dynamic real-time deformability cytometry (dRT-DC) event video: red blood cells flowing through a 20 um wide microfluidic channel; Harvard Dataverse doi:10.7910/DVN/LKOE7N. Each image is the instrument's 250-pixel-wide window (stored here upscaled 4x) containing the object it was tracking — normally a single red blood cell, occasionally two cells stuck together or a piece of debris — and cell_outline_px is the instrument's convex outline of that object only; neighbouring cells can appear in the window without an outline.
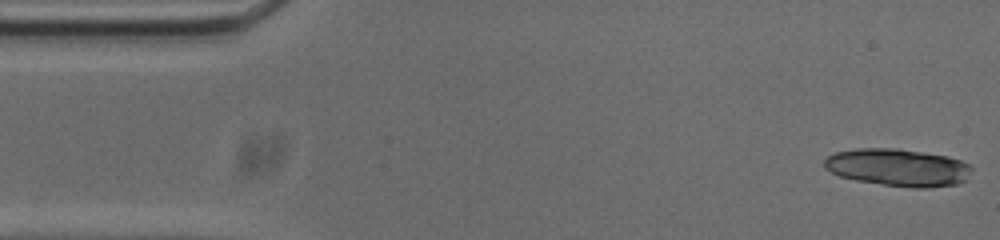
{"species": "common noctule bat (a hibernating species)", "species_latin": "Nyctalus noctula", "temperature_condition": "cold", "stored_images_in_passage": 24, "camera_frame_rate_fps": 3000, "um_per_image_px": 0.085, "animal": {"sex": "male", "body_mass_g": 20.0, "forearm_length_mm": 53.3}, "frame": {"image": 1, "passage_image": 1, "time_ms": 0.0, "image_size_px": [1000, 240], "cell_outline_px": [[972, 168], [964, 180], [956, 184], [928, 188], [912, 188], [856, 180], [840, 176], [824, 168], [824, 160], [828, 156], [836, 152], [856, 148], [896, 148], [948, 156], [960, 160], [968, 164]], "centroid_in_image_um": [76.31, 14.23], "position_along_channel_um": 8.7, "area_um2": 31.96}}
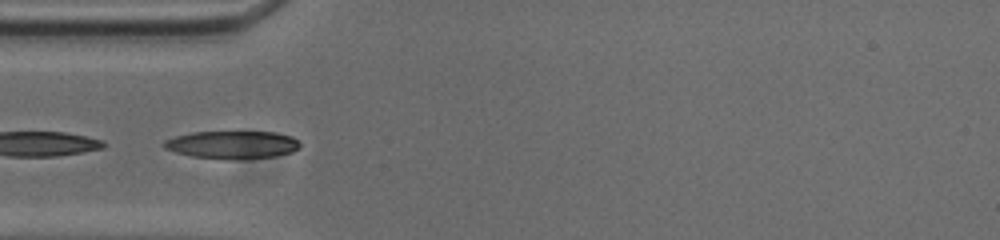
{"frame": {"image": 2, "passage_image": 15, "time_ms": 4.667, "image_size_px": [1000, 240], "cell_outline_px": [[300, 148], [292, 152], [276, 156], [236, 160], [232, 160], [192, 156], [176, 152], [164, 148], [164, 140], [176, 136], [192, 132], [272, 132], [292, 136], [300, 140]], "centroid_in_image_um": [19.79, 12.31], "position_along_channel_um": 65.2, "area_um2": 22.14}}